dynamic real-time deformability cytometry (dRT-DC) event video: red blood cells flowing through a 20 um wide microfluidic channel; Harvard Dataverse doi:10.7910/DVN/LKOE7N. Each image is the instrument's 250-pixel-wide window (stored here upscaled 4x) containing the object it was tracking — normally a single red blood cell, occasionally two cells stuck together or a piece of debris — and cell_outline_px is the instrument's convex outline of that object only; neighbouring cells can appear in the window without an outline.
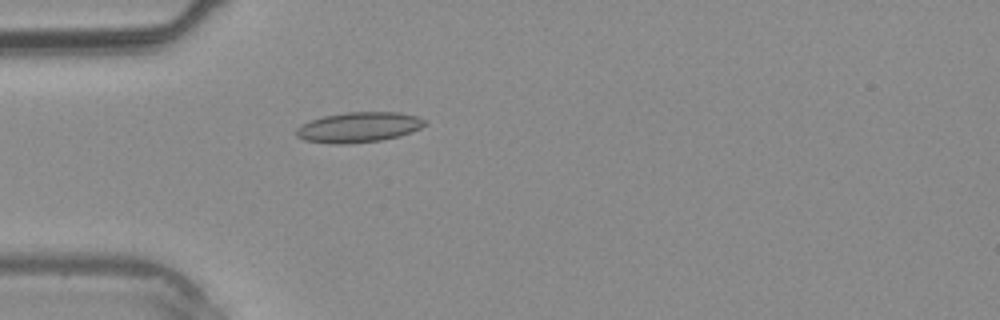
{"species": "common noctule bat (a hibernating species)", "species_latin": "Nyctalus noctula", "temperature_condition": "warm", "stored_images_in_passage": 24, "camera_frame_rate_fps": 3000, "um_per_image_px": 0.085, "animal": {"sex": "male", "body_mass_g": 20.4}, "frame": {"image": 1, "passage_image": 1, "time_ms": 0.0, "image_size_px": [1000, 320], "cell_outline_px": [[428, 124], [420, 128], [400, 136], [380, 140], [348, 144], [332, 144], [304, 140], [296, 136], [296, 128], [312, 120], [324, 116], [348, 112], [400, 112], [416, 116], [428, 120]], "centroid_in_image_um": [30.53, 10.82], "position_along_channel_um": 54.5, "area_um2": 22.66}}
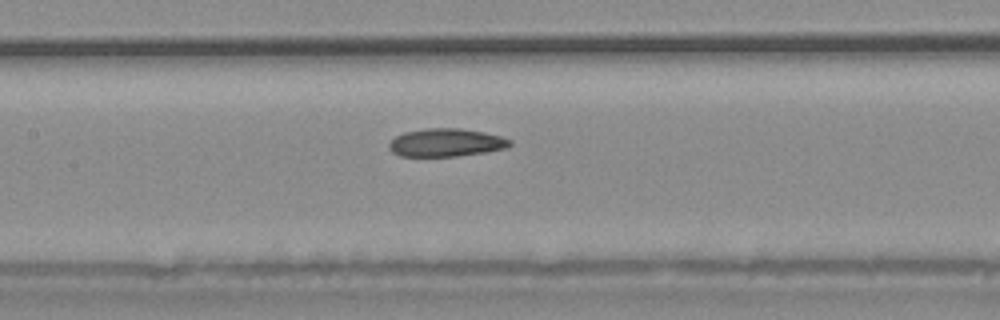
{"frame": {"image": 2, "passage_image": 8, "time_ms": 2.333, "image_size_px": [1000, 320], "cell_outline_px": [[512, 144], [508, 148], [484, 152], [456, 156], [400, 156], [392, 152], [388, 148], [388, 144], [396, 136], [404, 132], [428, 128], [460, 128], [484, 132], [500, 136], [512, 140]], "centroid_in_image_um": [37.92, 12.12], "position_along_channel_um": 169.5, "area_um2": 19.77}}
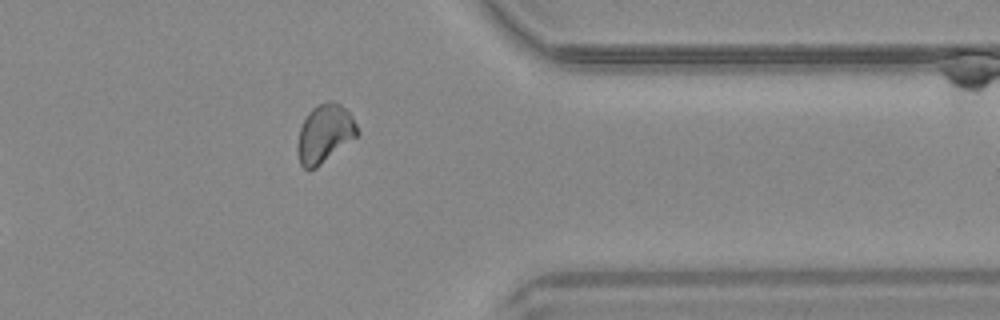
{"frame": {"image": 3, "passage_image": 21, "time_ms": 6.667, "image_size_px": [1000, 320], "cell_outline_px": [[360, 132], [356, 136], [316, 168], [304, 168], [300, 164], [296, 148], [300, 128], [308, 112], [316, 104], [328, 100], [332, 100], [340, 104], [352, 116]], "centroid_in_image_um": [27.58, 11.33], "position_along_channel_um": 383.8, "area_um2": 20.17}}